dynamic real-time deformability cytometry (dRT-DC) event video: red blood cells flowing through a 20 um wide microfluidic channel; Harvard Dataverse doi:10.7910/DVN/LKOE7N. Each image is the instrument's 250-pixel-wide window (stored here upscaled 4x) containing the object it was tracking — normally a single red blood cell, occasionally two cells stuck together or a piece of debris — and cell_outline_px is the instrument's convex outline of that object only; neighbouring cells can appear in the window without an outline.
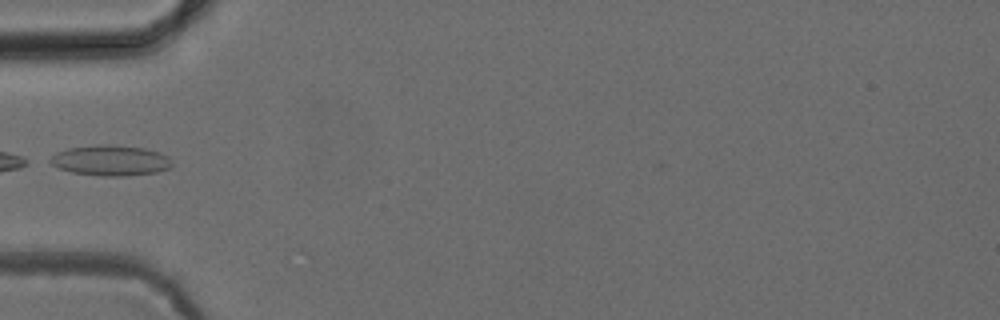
{"species": "common noctule bat (a hibernating species)", "species_latin": "Nyctalus noctula", "temperature_condition": "cold", "stored_images_in_passage": 3, "camera_frame_rate_fps": 3000, "um_per_image_px": 0.085, "animal": {"sex": "female", "body_mass_g": 24.6, "forearm_length_mm": 56.2}, "frame": {"image": 1, "passage_image": 2, "time_ms": 1.333, "image_size_px": [1000, 320], "cell_outline_px": [[172, 168], [156, 172], [124, 176], [100, 176], [72, 172], [60, 168], [44, 160], [56, 152], [68, 148], [100, 144], [112, 144], [144, 148], [160, 152], [168, 156], [172, 160]], "centroid_in_image_um": [9.39, 13.63], "position_along_channel_um": 75.6, "area_um2": 21.96}}
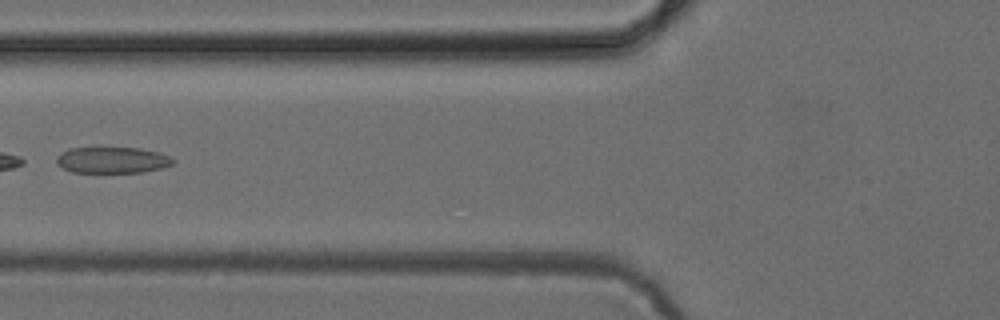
{"frame": {"image": 2, "passage_image": 3, "time_ms": 2.333, "image_size_px": [1000, 320], "cell_outline_px": [[176, 160], [172, 164], [160, 168], [140, 172], [72, 172], [56, 164], [56, 160], [68, 148], [100, 144], [140, 148], [160, 152], [172, 156]], "centroid_in_image_um": [9.55, 13.54], "position_along_channel_um": 116.2, "area_um2": 18.67}}